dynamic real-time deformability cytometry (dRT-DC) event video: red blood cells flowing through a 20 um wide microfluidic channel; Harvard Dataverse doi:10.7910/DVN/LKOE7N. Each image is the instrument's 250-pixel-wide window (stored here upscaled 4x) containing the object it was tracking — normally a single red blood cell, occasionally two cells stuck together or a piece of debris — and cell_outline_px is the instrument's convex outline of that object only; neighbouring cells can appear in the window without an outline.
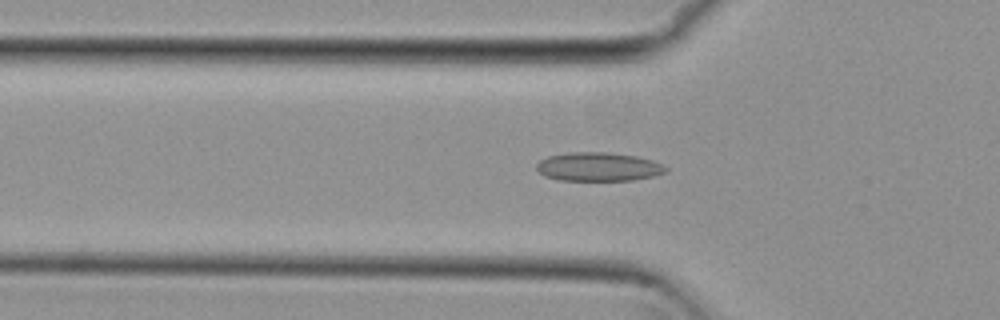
{"species": "common noctule bat (a hibernating species)", "species_latin": "Nyctalus noctula", "temperature_condition": "cold", "stored_images_in_passage": 32, "camera_frame_rate_fps": 3000, "um_per_image_px": 0.085, "animal": {"sex": "female", "body_mass_g": 29.2, "forearm_length_mm": 56.3}, "frame": {"image": 1, "passage_image": 8, "time_ms": 2.333, "image_size_px": [1000, 320], "cell_outline_px": [[668, 172], [652, 176], [632, 180], [560, 180], [544, 176], [536, 168], [536, 164], [540, 160], [548, 156], [568, 152], [608, 152], [636, 156], [652, 160], [664, 164], [668, 168]], "centroid_in_image_um": [50.88, 14.17], "position_along_channel_um": 74.9, "area_um2": 21.73}}
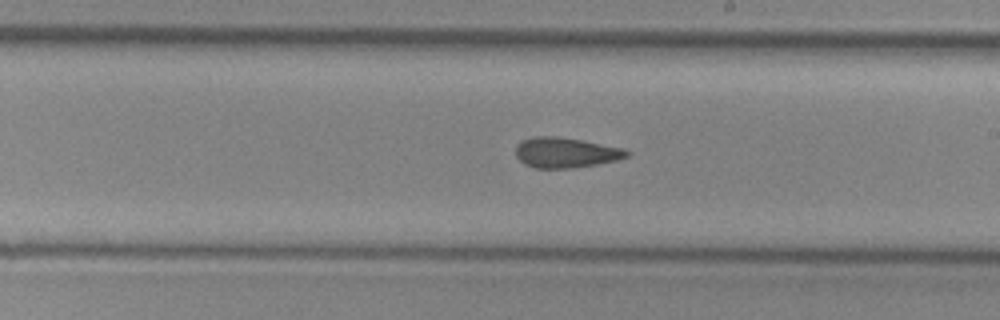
{"frame": {"image": 2, "passage_image": 21, "time_ms": 6.667, "image_size_px": [1000, 320], "cell_outline_px": [[632, 152], [628, 156], [616, 160], [600, 164], [572, 168], [536, 168], [524, 164], [516, 156], [516, 144], [520, 140], [532, 136], [556, 136], [580, 140], [624, 148]], "centroid_in_image_um": [48.07, 12.97], "position_along_channel_um": 240.9, "area_um2": 19.77}}
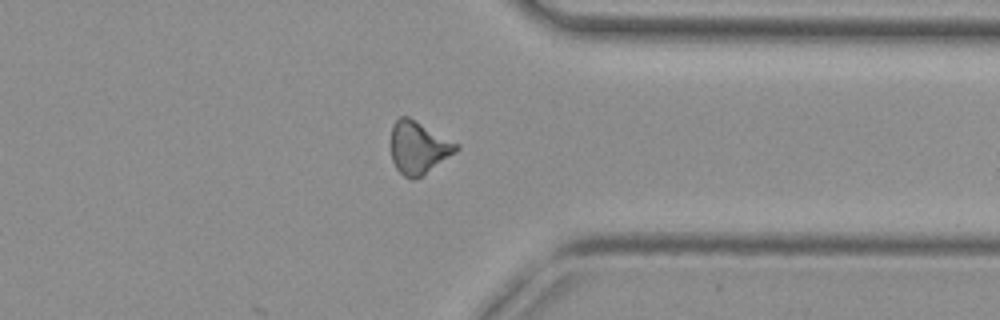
{"frame": {"image": 3, "passage_image": 32, "time_ms": 10.333, "image_size_px": [1000, 320], "cell_outline_px": [[460, 148], [456, 152], [420, 176], [412, 180], [404, 176], [396, 168], [392, 160], [392, 124], [400, 116], [408, 116], [460, 144]], "centroid_in_image_um": [35.58, 12.52], "position_along_channel_um": 375.8, "area_um2": 19.77}, "authors_computed_cell_mechanics": {"area_um2": 19.8832, "velocity_mm_per_s": 3.8254, "shape_relaxation_time_tau1_ms": null, "shape_relaxation_time_tau2_ms": 2.696, "deformation_change_tau1": null, "deformation_change_tau2": 0.0934}}